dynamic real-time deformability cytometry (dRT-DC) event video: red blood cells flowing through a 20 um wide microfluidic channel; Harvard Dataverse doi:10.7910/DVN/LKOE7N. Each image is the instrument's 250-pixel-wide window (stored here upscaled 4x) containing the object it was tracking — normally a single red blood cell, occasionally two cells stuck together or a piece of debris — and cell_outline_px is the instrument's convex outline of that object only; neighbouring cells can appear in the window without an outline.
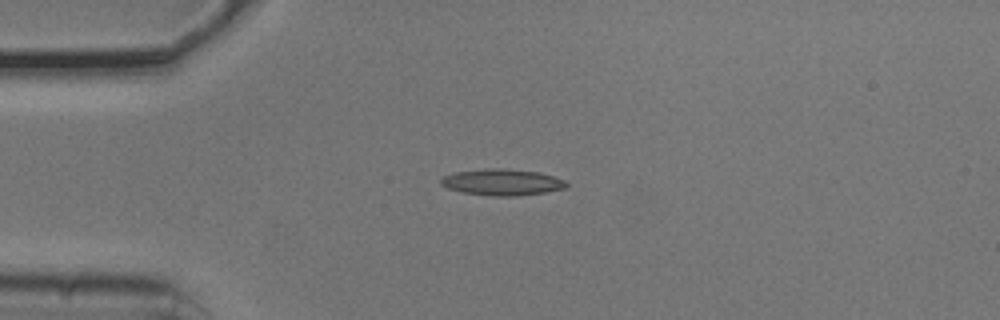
{"species": "common noctule bat (a hibernating species)", "species_latin": "Nyctalus noctula", "temperature_condition": "cold", "stored_images_in_passage": 5, "camera_frame_rate_fps": 3000, "um_per_image_px": 0.085, "animal": {"sex": "male", "body_mass_g": 20.5, "forearm_length_mm": 52.5}, "frame": {"image": 1, "passage_image": 4, "time_ms": 1.0, "image_size_px": [1000, 320], "cell_outline_px": [[568, 188], [544, 192], [516, 196], [492, 196], [464, 192], [448, 188], [440, 184], [440, 180], [444, 176], [456, 172], [484, 168], [504, 168], [540, 172], [564, 180], [568, 184]], "centroid_in_image_um": [42.7, 15.48], "position_along_channel_um": 42.3, "area_um2": 19.25}}